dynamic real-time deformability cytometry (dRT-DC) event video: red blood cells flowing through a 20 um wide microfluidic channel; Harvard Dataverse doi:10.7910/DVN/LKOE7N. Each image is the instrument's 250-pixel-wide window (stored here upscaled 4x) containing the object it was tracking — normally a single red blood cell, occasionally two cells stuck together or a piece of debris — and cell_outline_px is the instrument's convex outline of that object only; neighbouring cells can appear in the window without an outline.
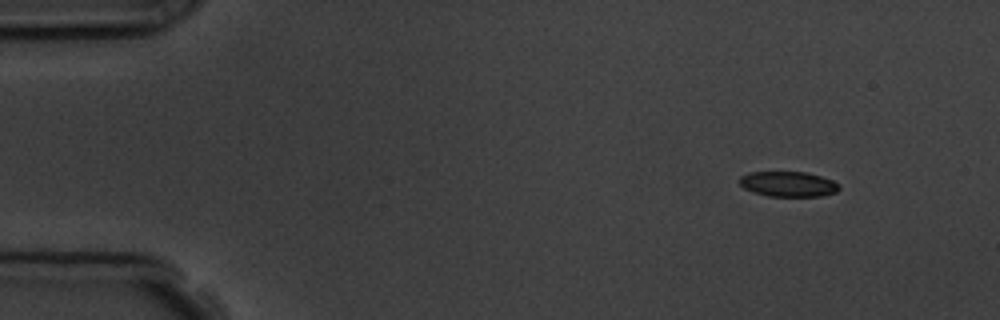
{"species": "common noctule bat (a hibernating species)", "species_latin": "Nyctalus noctula", "temperature_condition": "room temperature", "stored_images_in_passage": 3, "camera_frame_rate_fps": 3000, "um_per_image_px": 0.085, "animal": {"sex": "male", "body_mass_g": 19.5, "forearm_length_mm": 54.6}, "frame": {"image": 1, "passage_image": 1, "time_ms": 0.0, "image_size_px": [1000, 320], "cell_outline_px": [[840, 188], [836, 192], [820, 196], [768, 196], [752, 192], [744, 188], [740, 184], [740, 176], [748, 172], [808, 172], [832, 180], [840, 184]], "centroid_in_image_um": [67.0, 15.64], "position_along_channel_um": 18.0, "area_um2": 14.68}}
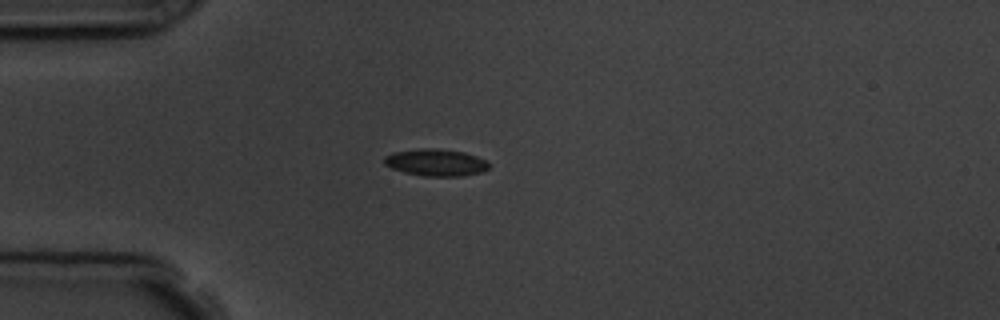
{"frame": {"image": 2, "passage_image": 3, "time_ms": 3.0, "image_size_px": [1000, 320], "cell_outline_px": [[488, 168], [484, 172], [464, 176], [424, 176], [404, 172], [392, 168], [384, 164], [384, 156], [392, 152], [420, 148], [436, 148], [464, 152], [476, 156], [484, 160], [488, 164]], "centroid_in_image_um": [37.03, 13.81], "position_along_channel_um": 48.0, "area_um2": 16.53}}